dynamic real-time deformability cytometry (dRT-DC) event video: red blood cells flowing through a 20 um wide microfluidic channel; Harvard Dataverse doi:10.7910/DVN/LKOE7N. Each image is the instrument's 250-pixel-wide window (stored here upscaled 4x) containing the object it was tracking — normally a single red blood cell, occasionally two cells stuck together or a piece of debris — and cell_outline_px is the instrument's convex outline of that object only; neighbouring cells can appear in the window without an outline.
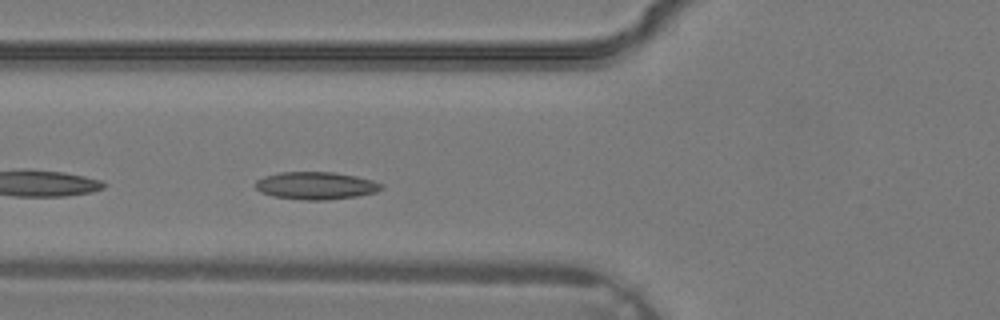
{"species": "common noctule bat (a hibernating species)", "species_latin": "Nyctalus noctula", "temperature_condition": "warm", "stored_images_in_passage": 30, "camera_frame_rate_fps": 3000, "um_per_image_px": 0.085, "animal": {"sex": "male", "body_mass_g": 19.2, "forearm_length_mm": 51.8}, "frame": {"image": 1, "passage_image": 8, "time_ms": 2.333, "image_size_px": [1000, 320], "cell_outline_px": [[384, 188], [376, 192], [356, 196], [328, 200], [304, 200], [272, 196], [260, 192], [256, 188], [256, 180], [264, 176], [280, 172], [332, 172], [356, 176], [372, 180], [384, 184]], "centroid_in_image_um": [26.86, 15.78], "position_along_channel_um": 98.9, "area_um2": 20.29}}
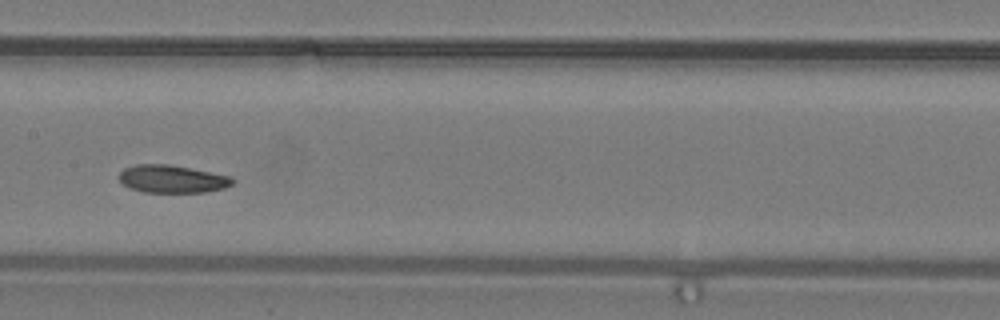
{"frame": {"image": 2, "passage_image": 13, "time_ms": 4.0, "image_size_px": [1000, 320], "cell_outline_px": [[236, 180], [232, 184], [224, 188], [204, 192], [144, 192], [128, 188], [116, 176], [124, 168], [136, 164], [168, 164], [228, 176]], "centroid_in_image_um": [14.57, 15.21], "position_along_channel_um": 192.8, "area_um2": 18.21}}
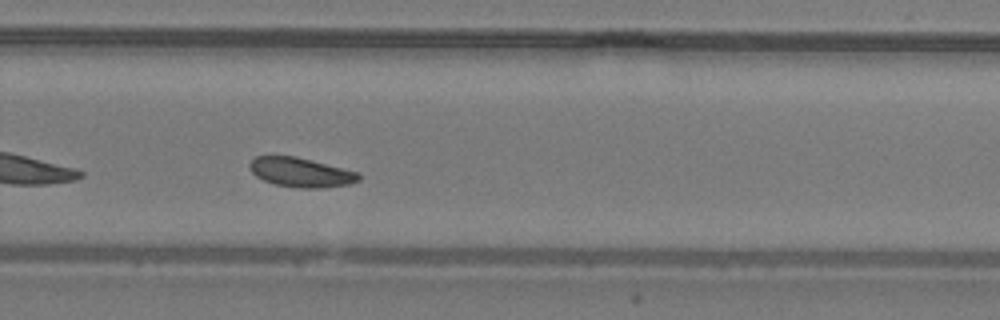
{"frame": {"image": 3, "passage_image": 19, "time_ms": 6.0, "image_size_px": [1000, 320], "cell_outline_px": [[360, 180], [348, 184], [324, 188], [300, 188], [276, 184], [264, 180], [256, 176], [248, 168], [248, 164], [256, 156], [296, 156], [360, 172]], "centroid_in_image_um": [25.59, 14.64], "position_along_channel_um": 304.2, "area_um2": 18.73}}